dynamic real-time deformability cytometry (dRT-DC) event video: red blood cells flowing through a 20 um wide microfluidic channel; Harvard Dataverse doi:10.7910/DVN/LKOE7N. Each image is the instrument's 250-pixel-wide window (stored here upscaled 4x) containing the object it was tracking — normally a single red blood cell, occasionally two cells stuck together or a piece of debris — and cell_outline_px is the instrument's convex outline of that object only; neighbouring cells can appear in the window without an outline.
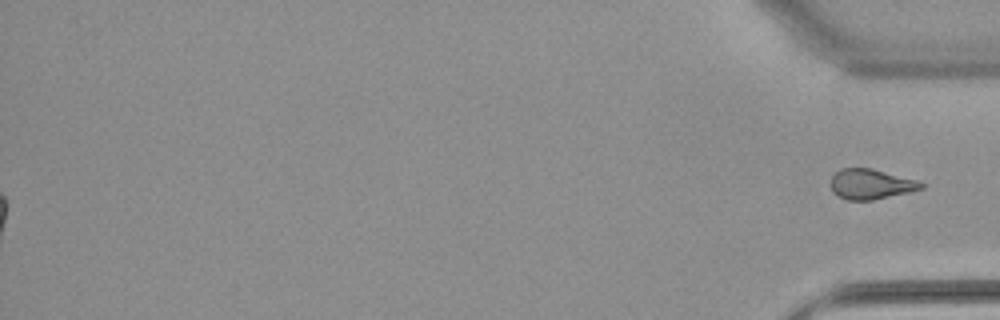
{"species": "common noctule bat (a hibernating species)", "species_latin": "Nyctalus noctula", "temperature_condition": "warm", "stored_images_in_passage": 37, "segment_of_instrument_passage": [2, 2], "camera_frame_rate_fps": 3000, "um_per_image_px": 0.085, "animal": {"sex": "female", "body_mass_g": 22.7, "forearm_length_mm": 54.2}, "frame": {"image": 1, "passage_image": 37, "time_ms": 12.0, "image_size_px": [1000, 320], "cell_outline_px": [[924, 188], [908, 192], [872, 200], [848, 200], [836, 196], [832, 192], [832, 176], [840, 168], [872, 168], [916, 180], [924, 184]], "centroid_in_image_um": [74.0, 15.65], "position_along_channel_um": 361.2, "area_um2": 15.78}}